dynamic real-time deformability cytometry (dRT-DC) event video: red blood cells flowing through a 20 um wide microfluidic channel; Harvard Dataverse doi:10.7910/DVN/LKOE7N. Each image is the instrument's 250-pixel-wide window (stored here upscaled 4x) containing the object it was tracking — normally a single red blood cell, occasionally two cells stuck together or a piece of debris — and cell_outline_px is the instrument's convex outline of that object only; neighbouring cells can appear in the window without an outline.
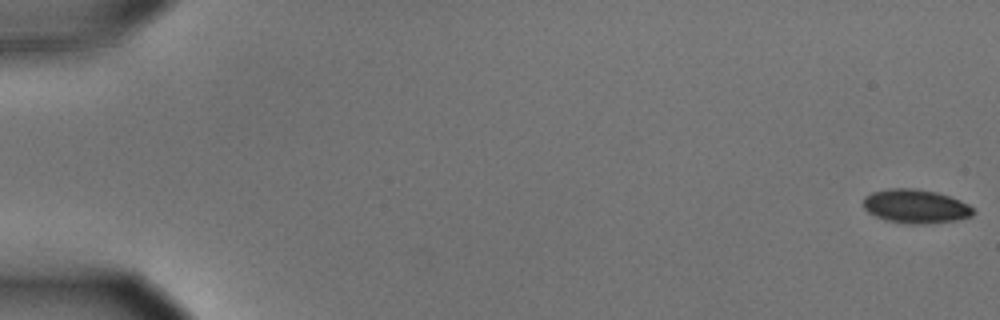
{"species": "common noctule bat (a hibernating species)", "species_latin": "Nyctalus noctula", "temperature_condition": "cold", "stored_images_in_passage": 57, "camera_frame_rate_fps": 3000, "um_per_image_px": 0.085, "animal": {"sex": "male", "body_mass_g": 15.6}, "frame": {"image": 1, "passage_image": 1, "time_ms": 0.0, "image_size_px": [1000, 320], "cell_outline_px": [[976, 212], [972, 216], [956, 220], [924, 224], [912, 224], [884, 220], [868, 212], [864, 208], [864, 196], [872, 192], [888, 188], [916, 188], [936, 192], [960, 200], [968, 204]], "centroid_in_image_um": [77.82, 17.53], "position_along_channel_um": 7.2, "area_um2": 21.73}}
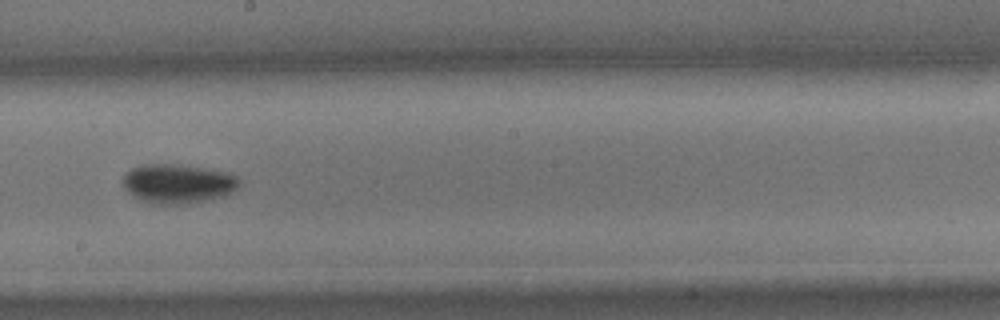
{"frame": {"image": 2, "passage_image": 33, "time_ms": 10.667, "image_size_px": [1000, 320], "cell_outline_px": [[240, 184], [232, 192], [224, 196], [188, 204], [152, 204], [128, 192], [124, 188], [124, 176], [132, 168], [144, 164], [172, 164], [204, 168], [228, 172], [236, 176], [240, 180]], "centroid_in_image_um": [15.15, 15.61], "position_along_channel_um": 233.0, "area_um2": 26.41}}
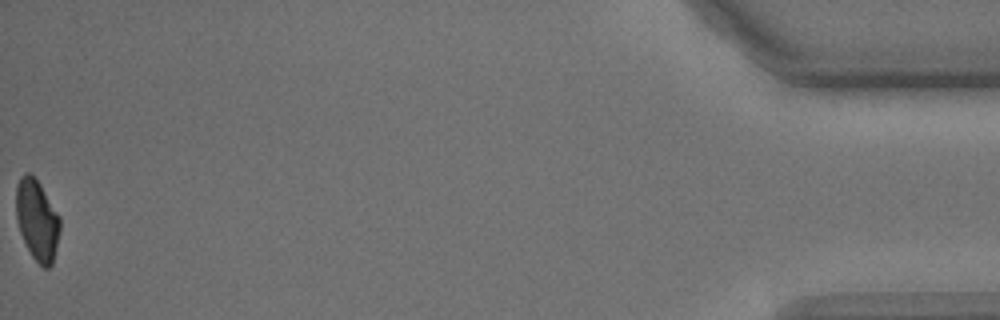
{"frame": {"image": 3, "passage_image": 57, "time_ms": 18.667, "image_size_px": [1000, 320], "cell_outline_px": [[60, 228], [52, 264], [48, 268], [44, 268], [32, 256], [20, 232], [16, 220], [16, 184], [20, 176], [24, 172], [32, 172], [40, 184], [60, 216]], "centroid_in_image_um": [3.14, 18.64], "position_along_channel_um": 432.1, "area_um2": 20.69}, "authors_computed_cell_mechanics": {"area_um2": 23.12, "velocity_mm_per_s": 3.6113, "shape_relaxation_time_tau1_ms": 2.7166, "shape_relaxation_time_tau2_ms": null, "deformation_change_tau1": 0.0837, "deformation_change_tau2": null}}